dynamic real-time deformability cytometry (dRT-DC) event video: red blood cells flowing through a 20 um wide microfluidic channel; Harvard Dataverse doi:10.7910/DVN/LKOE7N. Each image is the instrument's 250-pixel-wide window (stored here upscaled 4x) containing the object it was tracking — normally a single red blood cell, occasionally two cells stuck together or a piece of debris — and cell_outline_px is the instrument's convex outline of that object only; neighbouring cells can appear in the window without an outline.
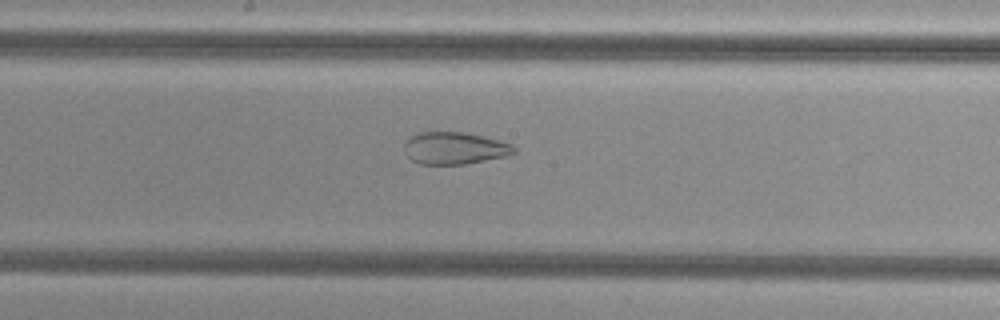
{"species": "common noctule bat (a hibernating species)", "species_latin": "Nyctalus noctula", "temperature_condition": "cold", "stored_images_in_passage": 38, "camera_frame_rate_fps": 3000, "um_per_image_px": 0.085, "animal": {"sex": "female", "body_mass_g": 29.2, "forearm_length_mm": 56.3}, "frame": {"image": 1, "passage_image": 16, "time_ms": 5.0, "image_size_px": [1000, 320], "cell_outline_px": [[516, 152], [508, 156], [464, 164], [420, 164], [412, 160], [408, 156], [404, 148], [404, 144], [416, 132], [464, 132], [484, 136], [500, 140], [512, 144], [516, 148]], "centroid_in_image_um": [38.68, 12.59], "position_along_channel_um": 209.5, "area_um2": 20.63}}
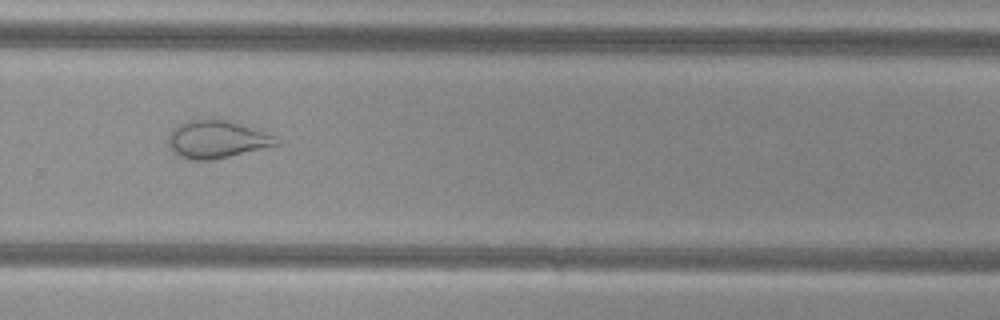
{"frame": {"image": 2, "passage_image": 24, "time_ms": 7.667, "image_size_px": [1000, 320], "cell_outline_px": [[280, 144], [212, 160], [188, 160], [176, 156], [172, 152], [168, 144], [168, 136], [172, 128], [176, 124], [188, 120], [212, 116], [272, 136]], "centroid_in_image_um": [18.26, 11.84], "position_along_channel_um": 311.5, "area_um2": 23.64}}
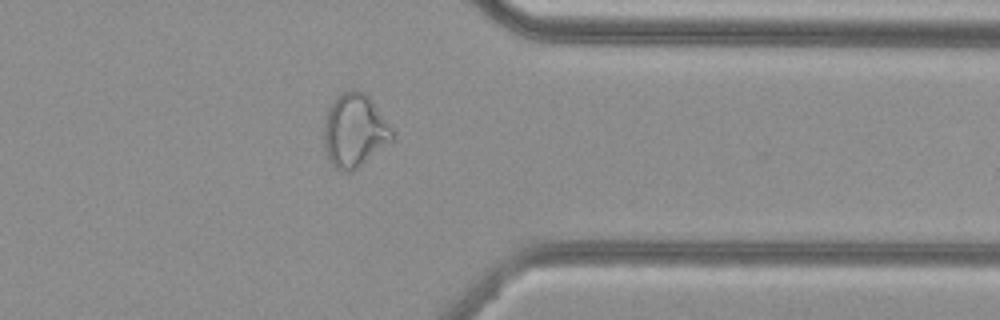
{"frame": {"image": 3, "passage_image": 30, "time_ms": 9.667, "image_size_px": [1000, 320], "cell_outline_px": [[396, 136], [392, 140], [352, 172], [344, 172], [336, 168], [328, 160], [324, 144], [324, 116], [328, 108], [336, 96], [340, 92], [352, 88], [356, 88], [364, 92], [372, 100], [396, 132]], "centroid_in_image_um": [30.13, 11.06], "position_along_channel_um": 381.3, "area_um2": 29.65}, "authors_computed_cell_mechanics": {"area_um2": 26.9926, "velocity_mm_per_s": 3.8286, "shape_relaxation_time_tau1_ms": null, "shape_relaxation_time_tau2_ms": 1.7639, "deformation_change_tau1": null, "deformation_change_tau2": 0.0838}}